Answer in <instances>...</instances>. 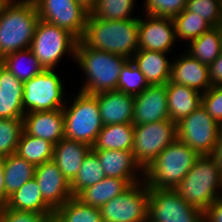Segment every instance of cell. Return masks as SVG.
Masks as SVG:
<instances>
[{
    "label": "cell",
    "mask_w": 222,
    "mask_h": 222,
    "mask_svg": "<svg viewBox=\"0 0 222 222\" xmlns=\"http://www.w3.org/2000/svg\"><path fill=\"white\" fill-rule=\"evenodd\" d=\"M201 105L222 127V85L211 86L206 92L202 93Z\"/></svg>",
    "instance_id": "cell-41"
},
{
    "label": "cell",
    "mask_w": 222,
    "mask_h": 222,
    "mask_svg": "<svg viewBox=\"0 0 222 222\" xmlns=\"http://www.w3.org/2000/svg\"><path fill=\"white\" fill-rule=\"evenodd\" d=\"M40 20L34 0H7L0 10V60L29 49Z\"/></svg>",
    "instance_id": "cell-2"
},
{
    "label": "cell",
    "mask_w": 222,
    "mask_h": 222,
    "mask_svg": "<svg viewBox=\"0 0 222 222\" xmlns=\"http://www.w3.org/2000/svg\"><path fill=\"white\" fill-rule=\"evenodd\" d=\"M176 138V123L171 119L134 126L133 157L145 170Z\"/></svg>",
    "instance_id": "cell-9"
},
{
    "label": "cell",
    "mask_w": 222,
    "mask_h": 222,
    "mask_svg": "<svg viewBox=\"0 0 222 222\" xmlns=\"http://www.w3.org/2000/svg\"><path fill=\"white\" fill-rule=\"evenodd\" d=\"M149 86L143 73L135 66L131 59L128 60L121 69L117 90L135 96Z\"/></svg>",
    "instance_id": "cell-36"
},
{
    "label": "cell",
    "mask_w": 222,
    "mask_h": 222,
    "mask_svg": "<svg viewBox=\"0 0 222 222\" xmlns=\"http://www.w3.org/2000/svg\"><path fill=\"white\" fill-rule=\"evenodd\" d=\"M5 207L19 211L54 213L44 202L40 187L34 177L9 196Z\"/></svg>",
    "instance_id": "cell-27"
},
{
    "label": "cell",
    "mask_w": 222,
    "mask_h": 222,
    "mask_svg": "<svg viewBox=\"0 0 222 222\" xmlns=\"http://www.w3.org/2000/svg\"><path fill=\"white\" fill-rule=\"evenodd\" d=\"M169 53L138 50L131 58L149 85H163L170 80L172 59Z\"/></svg>",
    "instance_id": "cell-22"
},
{
    "label": "cell",
    "mask_w": 222,
    "mask_h": 222,
    "mask_svg": "<svg viewBox=\"0 0 222 222\" xmlns=\"http://www.w3.org/2000/svg\"><path fill=\"white\" fill-rule=\"evenodd\" d=\"M149 187L143 180L111 199L99 209L103 222H146Z\"/></svg>",
    "instance_id": "cell-10"
},
{
    "label": "cell",
    "mask_w": 222,
    "mask_h": 222,
    "mask_svg": "<svg viewBox=\"0 0 222 222\" xmlns=\"http://www.w3.org/2000/svg\"><path fill=\"white\" fill-rule=\"evenodd\" d=\"M41 20L57 25L78 40L83 36L89 15L76 0H34Z\"/></svg>",
    "instance_id": "cell-13"
},
{
    "label": "cell",
    "mask_w": 222,
    "mask_h": 222,
    "mask_svg": "<svg viewBox=\"0 0 222 222\" xmlns=\"http://www.w3.org/2000/svg\"><path fill=\"white\" fill-rule=\"evenodd\" d=\"M143 180L144 179L105 177L97 184L82 190L76 198L85 205L100 208L102 205L127 190L132 184Z\"/></svg>",
    "instance_id": "cell-24"
},
{
    "label": "cell",
    "mask_w": 222,
    "mask_h": 222,
    "mask_svg": "<svg viewBox=\"0 0 222 222\" xmlns=\"http://www.w3.org/2000/svg\"><path fill=\"white\" fill-rule=\"evenodd\" d=\"M210 156L217 164L222 175V127L219 131L217 142L215 143V147L213 148V151Z\"/></svg>",
    "instance_id": "cell-44"
},
{
    "label": "cell",
    "mask_w": 222,
    "mask_h": 222,
    "mask_svg": "<svg viewBox=\"0 0 222 222\" xmlns=\"http://www.w3.org/2000/svg\"><path fill=\"white\" fill-rule=\"evenodd\" d=\"M7 0H0V10L2 9L3 5L5 4Z\"/></svg>",
    "instance_id": "cell-47"
},
{
    "label": "cell",
    "mask_w": 222,
    "mask_h": 222,
    "mask_svg": "<svg viewBox=\"0 0 222 222\" xmlns=\"http://www.w3.org/2000/svg\"><path fill=\"white\" fill-rule=\"evenodd\" d=\"M34 178L38 182L44 202L55 211L71 197V184L53 159L35 166Z\"/></svg>",
    "instance_id": "cell-15"
},
{
    "label": "cell",
    "mask_w": 222,
    "mask_h": 222,
    "mask_svg": "<svg viewBox=\"0 0 222 222\" xmlns=\"http://www.w3.org/2000/svg\"><path fill=\"white\" fill-rule=\"evenodd\" d=\"M168 119L167 83L150 85L134 96V126Z\"/></svg>",
    "instance_id": "cell-16"
},
{
    "label": "cell",
    "mask_w": 222,
    "mask_h": 222,
    "mask_svg": "<svg viewBox=\"0 0 222 222\" xmlns=\"http://www.w3.org/2000/svg\"><path fill=\"white\" fill-rule=\"evenodd\" d=\"M180 54L172 60L170 81L206 92L211 87L208 65L185 51Z\"/></svg>",
    "instance_id": "cell-17"
},
{
    "label": "cell",
    "mask_w": 222,
    "mask_h": 222,
    "mask_svg": "<svg viewBox=\"0 0 222 222\" xmlns=\"http://www.w3.org/2000/svg\"><path fill=\"white\" fill-rule=\"evenodd\" d=\"M139 16L138 50L160 51L171 54L178 47L173 18L146 14Z\"/></svg>",
    "instance_id": "cell-14"
},
{
    "label": "cell",
    "mask_w": 222,
    "mask_h": 222,
    "mask_svg": "<svg viewBox=\"0 0 222 222\" xmlns=\"http://www.w3.org/2000/svg\"><path fill=\"white\" fill-rule=\"evenodd\" d=\"M103 126L133 122L134 96L113 90L94 95Z\"/></svg>",
    "instance_id": "cell-19"
},
{
    "label": "cell",
    "mask_w": 222,
    "mask_h": 222,
    "mask_svg": "<svg viewBox=\"0 0 222 222\" xmlns=\"http://www.w3.org/2000/svg\"><path fill=\"white\" fill-rule=\"evenodd\" d=\"M175 190L202 212L222 197V175L213 158L200 155Z\"/></svg>",
    "instance_id": "cell-5"
},
{
    "label": "cell",
    "mask_w": 222,
    "mask_h": 222,
    "mask_svg": "<svg viewBox=\"0 0 222 222\" xmlns=\"http://www.w3.org/2000/svg\"><path fill=\"white\" fill-rule=\"evenodd\" d=\"M53 149L52 143L22 131L15 153L34 166H38L53 158Z\"/></svg>",
    "instance_id": "cell-30"
},
{
    "label": "cell",
    "mask_w": 222,
    "mask_h": 222,
    "mask_svg": "<svg viewBox=\"0 0 222 222\" xmlns=\"http://www.w3.org/2000/svg\"><path fill=\"white\" fill-rule=\"evenodd\" d=\"M27 61L28 64H25ZM0 62L21 82L29 81L44 70L30 48L8 54Z\"/></svg>",
    "instance_id": "cell-31"
},
{
    "label": "cell",
    "mask_w": 222,
    "mask_h": 222,
    "mask_svg": "<svg viewBox=\"0 0 222 222\" xmlns=\"http://www.w3.org/2000/svg\"><path fill=\"white\" fill-rule=\"evenodd\" d=\"M128 60L120 55L89 48L78 40L75 62L85 75L78 90L91 95L117 90L121 69Z\"/></svg>",
    "instance_id": "cell-3"
},
{
    "label": "cell",
    "mask_w": 222,
    "mask_h": 222,
    "mask_svg": "<svg viewBox=\"0 0 222 222\" xmlns=\"http://www.w3.org/2000/svg\"><path fill=\"white\" fill-rule=\"evenodd\" d=\"M91 148L88 144L63 138L54 145L52 159L67 180L71 182Z\"/></svg>",
    "instance_id": "cell-23"
},
{
    "label": "cell",
    "mask_w": 222,
    "mask_h": 222,
    "mask_svg": "<svg viewBox=\"0 0 222 222\" xmlns=\"http://www.w3.org/2000/svg\"><path fill=\"white\" fill-rule=\"evenodd\" d=\"M98 157L106 177L144 179V170L135 161L132 151L92 150Z\"/></svg>",
    "instance_id": "cell-20"
},
{
    "label": "cell",
    "mask_w": 222,
    "mask_h": 222,
    "mask_svg": "<svg viewBox=\"0 0 222 222\" xmlns=\"http://www.w3.org/2000/svg\"><path fill=\"white\" fill-rule=\"evenodd\" d=\"M188 0H144L141 9L146 15L156 17L174 18L179 15L187 5Z\"/></svg>",
    "instance_id": "cell-39"
},
{
    "label": "cell",
    "mask_w": 222,
    "mask_h": 222,
    "mask_svg": "<svg viewBox=\"0 0 222 222\" xmlns=\"http://www.w3.org/2000/svg\"><path fill=\"white\" fill-rule=\"evenodd\" d=\"M150 222H204L203 212L188 204L175 189H149Z\"/></svg>",
    "instance_id": "cell-12"
},
{
    "label": "cell",
    "mask_w": 222,
    "mask_h": 222,
    "mask_svg": "<svg viewBox=\"0 0 222 222\" xmlns=\"http://www.w3.org/2000/svg\"><path fill=\"white\" fill-rule=\"evenodd\" d=\"M8 198L5 190L4 157L0 156V208L6 206Z\"/></svg>",
    "instance_id": "cell-45"
},
{
    "label": "cell",
    "mask_w": 222,
    "mask_h": 222,
    "mask_svg": "<svg viewBox=\"0 0 222 222\" xmlns=\"http://www.w3.org/2000/svg\"><path fill=\"white\" fill-rule=\"evenodd\" d=\"M54 222H103L98 207L83 204L76 197H71L65 204L54 211Z\"/></svg>",
    "instance_id": "cell-32"
},
{
    "label": "cell",
    "mask_w": 222,
    "mask_h": 222,
    "mask_svg": "<svg viewBox=\"0 0 222 222\" xmlns=\"http://www.w3.org/2000/svg\"><path fill=\"white\" fill-rule=\"evenodd\" d=\"M77 92L72 97H67L62 108L64 137L92 147L103 128L98 101L94 95L79 90Z\"/></svg>",
    "instance_id": "cell-6"
},
{
    "label": "cell",
    "mask_w": 222,
    "mask_h": 222,
    "mask_svg": "<svg viewBox=\"0 0 222 222\" xmlns=\"http://www.w3.org/2000/svg\"><path fill=\"white\" fill-rule=\"evenodd\" d=\"M202 93L194 88L167 82L168 114L177 123L201 105Z\"/></svg>",
    "instance_id": "cell-25"
},
{
    "label": "cell",
    "mask_w": 222,
    "mask_h": 222,
    "mask_svg": "<svg viewBox=\"0 0 222 222\" xmlns=\"http://www.w3.org/2000/svg\"><path fill=\"white\" fill-rule=\"evenodd\" d=\"M204 222H222V197L216 199L204 212Z\"/></svg>",
    "instance_id": "cell-42"
},
{
    "label": "cell",
    "mask_w": 222,
    "mask_h": 222,
    "mask_svg": "<svg viewBox=\"0 0 222 222\" xmlns=\"http://www.w3.org/2000/svg\"><path fill=\"white\" fill-rule=\"evenodd\" d=\"M105 177L97 155L90 150L84 157L76 177L70 182L73 197H76L85 188L97 184Z\"/></svg>",
    "instance_id": "cell-33"
},
{
    "label": "cell",
    "mask_w": 222,
    "mask_h": 222,
    "mask_svg": "<svg viewBox=\"0 0 222 222\" xmlns=\"http://www.w3.org/2000/svg\"><path fill=\"white\" fill-rule=\"evenodd\" d=\"M35 166L16 153L4 157L5 190L9 197L34 177Z\"/></svg>",
    "instance_id": "cell-29"
},
{
    "label": "cell",
    "mask_w": 222,
    "mask_h": 222,
    "mask_svg": "<svg viewBox=\"0 0 222 222\" xmlns=\"http://www.w3.org/2000/svg\"><path fill=\"white\" fill-rule=\"evenodd\" d=\"M136 0H97L95 8L89 14L103 20H126L139 18L132 16Z\"/></svg>",
    "instance_id": "cell-35"
},
{
    "label": "cell",
    "mask_w": 222,
    "mask_h": 222,
    "mask_svg": "<svg viewBox=\"0 0 222 222\" xmlns=\"http://www.w3.org/2000/svg\"><path fill=\"white\" fill-rule=\"evenodd\" d=\"M221 126L200 105L190 115L176 123L177 139L199 155H210Z\"/></svg>",
    "instance_id": "cell-11"
},
{
    "label": "cell",
    "mask_w": 222,
    "mask_h": 222,
    "mask_svg": "<svg viewBox=\"0 0 222 222\" xmlns=\"http://www.w3.org/2000/svg\"><path fill=\"white\" fill-rule=\"evenodd\" d=\"M23 82L0 62V119H23Z\"/></svg>",
    "instance_id": "cell-21"
},
{
    "label": "cell",
    "mask_w": 222,
    "mask_h": 222,
    "mask_svg": "<svg viewBox=\"0 0 222 222\" xmlns=\"http://www.w3.org/2000/svg\"><path fill=\"white\" fill-rule=\"evenodd\" d=\"M185 52L201 63L211 64L222 52V27H212L200 37L188 42Z\"/></svg>",
    "instance_id": "cell-28"
},
{
    "label": "cell",
    "mask_w": 222,
    "mask_h": 222,
    "mask_svg": "<svg viewBox=\"0 0 222 222\" xmlns=\"http://www.w3.org/2000/svg\"><path fill=\"white\" fill-rule=\"evenodd\" d=\"M23 131V119H0V156L14 154Z\"/></svg>",
    "instance_id": "cell-37"
},
{
    "label": "cell",
    "mask_w": 222,
    "mask_h": 222,
    "mask_svg": "<svg viewBox=\"0 0 222 222\" xmlns=\"http://www.w3.org/2000/svg\"><path fill=\"white\" fill-rule=\"evenodd\" d=\"M199 156L176 138L144 170V181L149 189H175Z\"/></svg>",
    "instance_id": "cell-4"
},
{
    "label": "cell",
    "mask_w": 222,
    "mask_h": 222,
    "mask_svg": "<svg viewBox=\"0 0 222 222\" xmlns=\"http://www.w3.org/2000/svg\"><path fill=\"white\" fill-rule=\"evenodd\" d=\"M139 18L103 20L88 15L80 39L87 47L131 59L138 51Z\"/></svg>",
    "instance_id": "cell-1"
},
{
    "label": "cell",
    "mask_w": 222,
    "mask_h": 222,
    "mask_svg": "<svg viewBox=\"0 0 222 222\" xmlns=\"http://www.w3.org/2000/svg\"><path fill=\"white\" fill-rule=\"evenodd\" d=\"M63 79L53 69H44L23 82L25 113L62 109L67 101Z\"/></svg>",
    "instance_id": "cell-8"
},
{
    "label": "cell",
    "mask_w": 222,
    "mask_h": 222,
    "mask_svg": "<svg viewBox=\"0 0 222 222\" xmlns=\"http://www.w3.org/2000/svg\"><path fill=\"white\" fill-rule=\"evenodd\" d=\"M173 20L177 42H183L185 45L213 27L207 20L195 15L186 8L179 15H176Z\"/></svg>",
    "instance_id": "cell-34"
},
{
    "label": "cell",
    "mask_w": 222,
    "mask_h": 222,
    "mask_svg": "<svg viewBox=\"0 0 222 222\" xmlns=\"http://www.w3.org/2000/svg\"><path fill=\"white\" fill-rule=\"evenodd\" d=\"M0 222H54V213H36L1 207Z\"/></svg>",
    "instance_id": "cell-40"
},
{
    "label": "cell",
    "mask_w": 222,
    "mask_h": 222,
    "mask_svg": "<svg viewBox=\"0 0 222 222\" xmlns=\"http://www.w3.org/2000/svg\"><path fill=\"white\" fill-rule=\"evenodd\" d=\"M186 9L207 20L213 27L222 26V1L188 0Z\"/></svg>",
    "instance_id": "cell-38"
},
{
    "label": "cell",
    "mask_w": 222,
    "mask_h": 222,
    "mask_svg": "<svg viewBox=\"0 0 222 222\" xmlns=\"http://www.w3.org/2000/svg\"><path fill=\"white\" fill-rule=\"evenodd\" d=\"M211 86L222 85V52L208 65Z\"/></svg>",
    "instance_id": "cell-43"
},
{
    "label": "cell",
    "mask_w": 222,
    "mask_h": 222,
    "mask_svg": "<svg viewBox=\"0 0 222 222\" xmlns=\"http://www.w3.org/2000/svg\"><path fill=\"white\" fill-rule=\"evenodd\" d=\"M89 14L95 8L97 0H76Z\"/></svg>",
    "instance_id": "cell-46"
},
{
    "label": "cell",
    "mask_w": 222,
    "mask_h": 222,
    "mask_svg": "<svg viewBox=\"0 0 222 222\" xmlns=\"http://www.w3.org/2000/svg\"><path fill=\"white\" fill-rule=\"evenodd\" d=\"M77 42L69 31L40 19L30 49L44 69L55 70L67 55L75 61Z\"/></svg>",
    "instance_id": "cell-7"
},
{
    "label": "cell",
    "mask_w": 222,
    "mask_h": 222,
    "mask_svg": "<svg viewBox=\"0 0 222 222\" xmlns=\"http://www.w3.org/2000/svg\"><path fill=\"white\" fill-rule=\"evenodd\" d=\"M23 131L53 145L59 143L65 138L63 109L25 113Z\"/></svg>",
    "instance_id": "cell-18"
},
{
    "label": "cell",
    "mask_w": 222,
    "mask_h": 222,
    "mask_svg": "<svg viewBox=\"0 0 222 222\" xmlns=\"http://www.w3.org/2000/svg\"><path fill=\"white\" fill-rule=\"evenodd\" d=\"M133 143V123L110 124L103 126L91 150L132 151Z\"/></svg>",
    "instance_id": "cell-26"
}]
</instances>
